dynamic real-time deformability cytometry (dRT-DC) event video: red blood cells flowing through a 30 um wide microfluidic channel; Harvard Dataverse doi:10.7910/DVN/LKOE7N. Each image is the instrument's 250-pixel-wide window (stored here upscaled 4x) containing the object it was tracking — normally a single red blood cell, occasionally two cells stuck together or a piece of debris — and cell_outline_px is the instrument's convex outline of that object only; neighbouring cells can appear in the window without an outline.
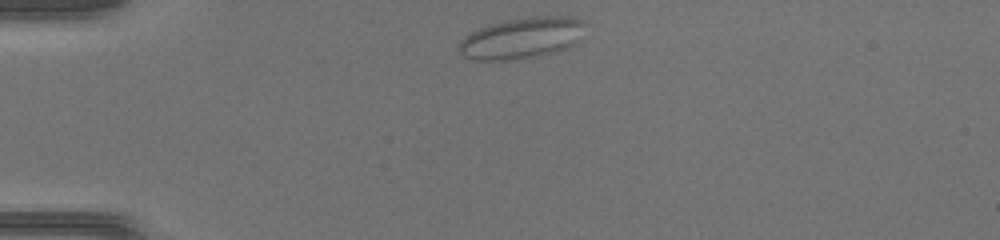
{"species": "common noctule bat (a hibernating species)", "species_latin": "Nyctalus noctula", "temperature_condition": "warm", "stored_images_in_passage": 39, "camera_frame_rate_fps": 3000, "um_per_image_px": 0.085, "animal": {"sex": "female", "body_mass_g": 17.0, "forearm_length_mm": 48.0}, "frame": {"image": 1, "passage_image": 1, "time_ms": 0.0, "image_size_px": [1000, 240], "cell_outline_px": [[588, 24], [580, 40], [568, 48], [540, 56], [516, 60], [472, 60], [464, 56], [456, 48], [460, 40], [464, 36], [480, 28], [504, 20], [528, 16], [568, 16], [584, 20]], "centroid_in_image_um": [44.4, 3.23], "position_along_channel_um": 40.6, "area_um2": 30.98}}
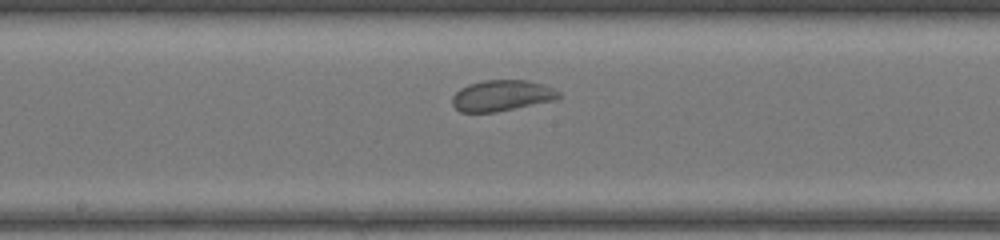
{"frame": {"image": 2, "passage_image": 16, "time_ms": 5.0, "image_size_px": [1000, 240], "cell_outline_px": [[564, 96], [556, 100], [496, 112], [460, 112], [452, 104], [452, 96], [460, 88], [468, 84], [484, 80], [528, 80], [544, 84], [560, 92]], "centroid_in_image_um": [42.68, 8.12], "position_along_channel_um": 205.5, "area_um2": 19.42}}
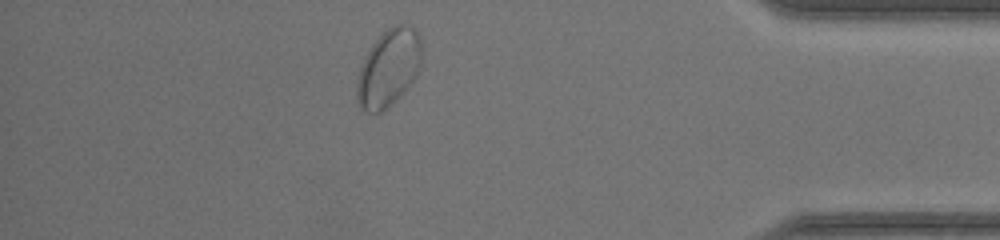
{"frame": {"image": 3, "passage_image": 33, "time_ms": 10.667, "image_size_px": [1000, 240], "cell_outline_px": [[420, 64], [412, 80], [404, 92], [392, 104], [380, 112], [364, 112], [356, 104], [356, 80], [364, 56], [372, 44], [392, 24], [408, 24], [420, 36]], "centroid_in_image_um": [32.98, 5.8], "position_along_channel_um": 402.2, "area_um2": 29.07}}